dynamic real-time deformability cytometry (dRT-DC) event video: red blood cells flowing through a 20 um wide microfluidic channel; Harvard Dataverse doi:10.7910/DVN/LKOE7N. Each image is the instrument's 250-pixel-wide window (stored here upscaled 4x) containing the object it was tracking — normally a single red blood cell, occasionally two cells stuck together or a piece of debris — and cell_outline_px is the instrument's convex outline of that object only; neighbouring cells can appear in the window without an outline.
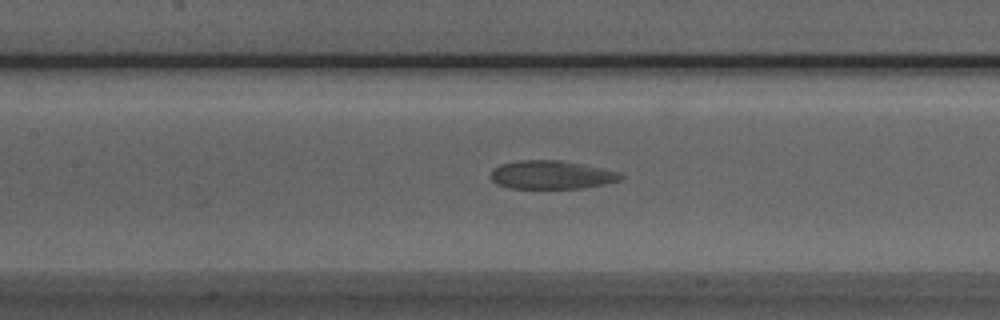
{"species": "Egyptian fruit bat (a non-hibernating species)", "species_latin": "Rousettus aegyptiacus", "temperature_condition": "room temperature", "stored_images_in_passage": 49, "camera_frame_rate_fps": 3000, "um_per_image_px": 0.085, "animal": {"sex": "male"}, "frame": {"image": 1, "passage_image": 20, "time_ms": 6.333, "image_size_px": [1000, 320], "cell_outline_px": [[624, 176], [620, 180], [604, 184], [584, 188], [508, 188], [496, 184], [492, 180], [492, 168], [500, 164], [520, 160], [560, 160], [620, 172]], "centroid_in_image_um": [46.85, 14.86], "position_along_channel_um": 160.5, "area_um2": 21.44}}
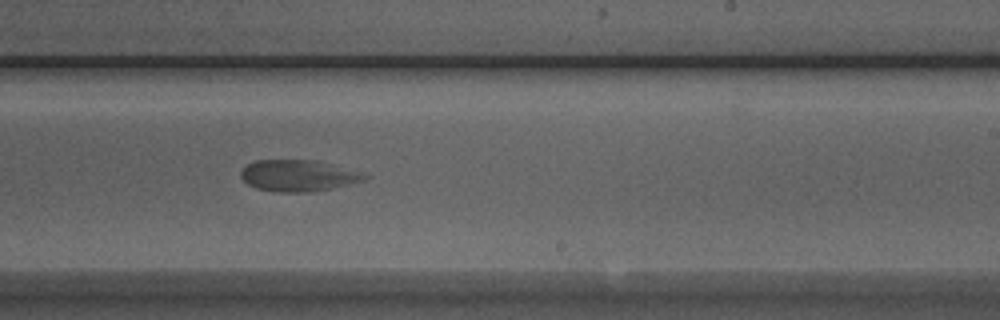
{"frame": {"image": 2, "passage_image": 28, "time_ms": 9.0, "image_size_px": [1000, 320], "cell_outline_px": [[368, 176], [364, 180], [332, 188], [312, 192], [280, 192], [256, 188], [248, 184], [240, 176], [240, 172], [248, 164], [256, 160], [312, 160]], "centroid_in_image_um": [25.23, 14.94], "position_along_channel_um": 263.8, "area_um2": 21.85}}
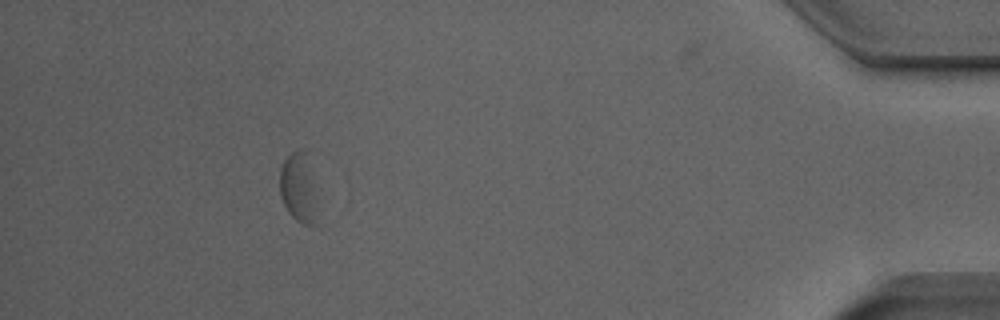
{"frame": {"image": 3, "passage_image": 44, "time_ms": 14.333, "image_size_px": [1000, 320], "cell_outline_px": [[328, 224], [320, 228], [316, 228], [300, 224], [288, 212], [280, 196], [280, 168], [284, 160], [292, 152], [300, 148]], "centroid_in_image_um": [25.54, 16.33], "position_along_channel_um": 409.7, "area_um2": 16.42}}